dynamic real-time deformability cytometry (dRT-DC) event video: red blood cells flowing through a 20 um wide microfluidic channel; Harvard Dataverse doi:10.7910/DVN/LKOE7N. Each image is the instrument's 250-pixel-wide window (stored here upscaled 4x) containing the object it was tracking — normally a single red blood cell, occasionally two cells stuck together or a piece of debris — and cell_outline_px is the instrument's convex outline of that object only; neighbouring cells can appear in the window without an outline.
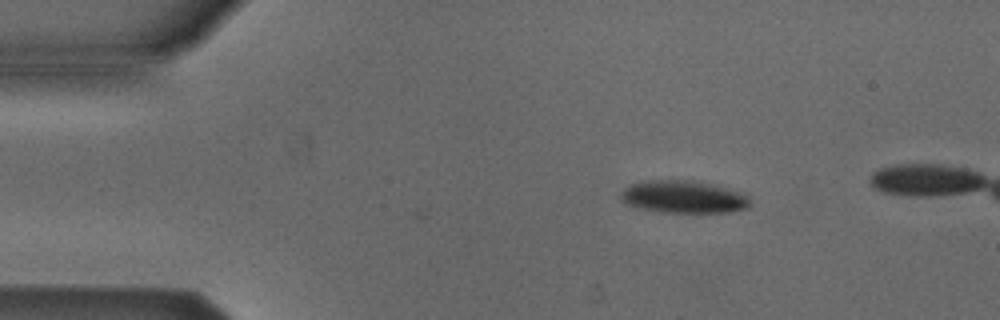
{"species": "Egyptian fruit bat (a non-hibernating species)", "species_latin": "Rousettus aegyptiacus", "temperature_condition": "cold", "stored_images_in_passage": 2, "camera_frame_rate_fps": 3000, "um_per_image_px": 0.085, "animal": {"sex": "male"}, "frame": {"image": 1, "passage_image": 2, "time_ms": 0.333, "image_size_px": [1000, 320], "cell_outline_px": [[752, 204], [748, 208], [728, 212], [656, 212], [624, 204], [620, 200], [620, 192], [624, 188], [632, 184], [644, 180], [696, 180], [724, 184], [748, 192], [752, 196]], "centroid_in_image_um": [58.23, 16.71], "position_along_channel_um": 26.8, "area_um2": 25.84}}